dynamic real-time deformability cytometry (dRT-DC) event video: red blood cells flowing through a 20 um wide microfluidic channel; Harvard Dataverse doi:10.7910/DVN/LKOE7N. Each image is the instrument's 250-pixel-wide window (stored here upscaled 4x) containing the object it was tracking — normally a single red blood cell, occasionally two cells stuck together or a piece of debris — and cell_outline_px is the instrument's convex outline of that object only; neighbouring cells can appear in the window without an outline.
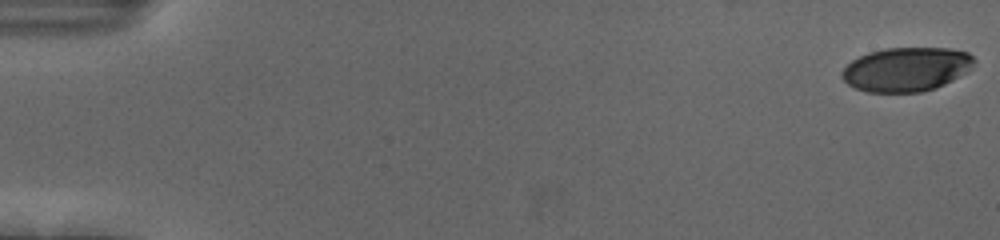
{"species": "human", "species_latin": "Homo sapiens", "temperature_condition": "cold", "stored_images_in_passage": 56, "camera_frame_rate_fps": 3000, "um_per_image_px": 0.085, "donor": {"sex": "female"}, "frame": {"image": 1, "passage_image": 1, "time_ms": 0.0, "image_size_px": [1000, 240], "cell_outline_px": [[976, 60], [972, 68], [968, 72], [936, 88], [920, 92], [868, 92], [856, 88], [848, 84], [840, 76], [840, 72], [852, 60], [868, 52], [884, 48], [948, 48], [968, 52]], "centroid_in_image_um": [77.05, 5.88], "position_along_channel_um": 7.9, "area_um2": 34.1}}
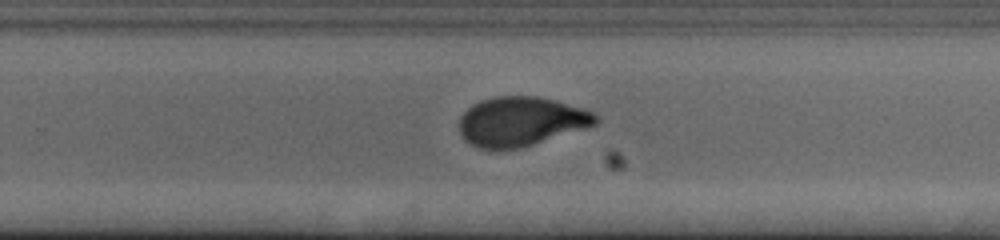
{"frame": {"image": 2, "passage_image": 37, "time_ms": 12.0, "image_size_px": [1000, 240], "cell_outline_px": [[596, 124], [584, 128], [520, 148], [476, 148], [464, 140], [460, 132], [460, 116], [472, 104], [480, 100], [496, 96], [536, 96], [556, 100], [584, 108], [596, 112]], "centroid_in_image_um": [44.26, 10.3], "position_along_channel_um": 285.5, "area_um2": 38.96}}
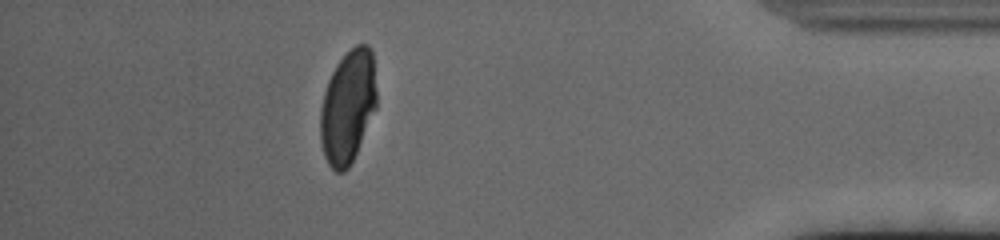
{"frame": {"image": 3, "passage_image": 50, "time_ms": 16.333, "image_size_px": [1000, 240], "cell_outline_px": [[376, 108], [356, 152], [348, 168], [344, 172], [336, 172], [328, 164], [324, 156], [320, 140], [320, 108], [324, 92], [328, 80], [336, 64], [356, 44], [368, 44], [372, 48], [376, 92]], "centroid_in_image_um": [29.55, 9.07], "position_along_channel_um": 405.6, "area_um2": 36.99}, "authors_computed_cell_mechanics": {"area_um2": 38.5526, "velocity_mm_per_s": 3.7044, "shape_relaxation_time_tau1_ms": 4.406, "shape_relaxation_time_tau2_ms": 1.1022, "deformation_change_tau1": 0.1843, "deformation_change_tau2": 0.0617}}